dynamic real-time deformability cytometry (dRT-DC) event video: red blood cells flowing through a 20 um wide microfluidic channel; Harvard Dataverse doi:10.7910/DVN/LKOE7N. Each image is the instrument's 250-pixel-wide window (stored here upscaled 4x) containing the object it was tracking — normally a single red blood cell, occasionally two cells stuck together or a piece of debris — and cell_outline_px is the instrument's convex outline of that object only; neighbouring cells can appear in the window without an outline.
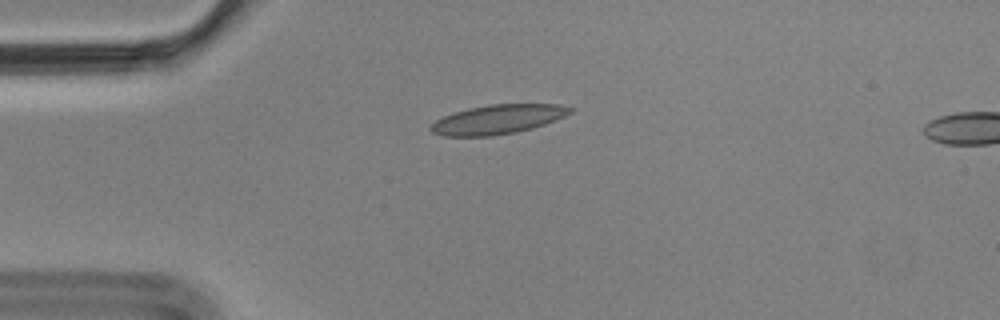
{"species": "Egyptian fruit bat (a non-hibernating species)", "species_latin": "Rousettus aegyptiacus", "temperature_condition": "cold", "stored_images_in_passage": 6, "camera_frame_rate_fps": 3000, "um_per_image_px": 0.085, "animal": {"sex": "male"}, "frame": {"image": 1, "passage_image": 6, "time_ms": 1.667, "image_size_px": [1000, 320], "cell_outline_px": [[576, 108], [572, 112], [556, 120], [532, 128], [516, 132], [492, 136], [444, 136], [432, 132], [428, 128], [436, 120], [452, 112], [468, 108], [488, 104], [556, 104]], "centroid_in_image_um": [42.31, 10.14], "position_along_channel_um": 42.7, "area_um2": 23.87}}